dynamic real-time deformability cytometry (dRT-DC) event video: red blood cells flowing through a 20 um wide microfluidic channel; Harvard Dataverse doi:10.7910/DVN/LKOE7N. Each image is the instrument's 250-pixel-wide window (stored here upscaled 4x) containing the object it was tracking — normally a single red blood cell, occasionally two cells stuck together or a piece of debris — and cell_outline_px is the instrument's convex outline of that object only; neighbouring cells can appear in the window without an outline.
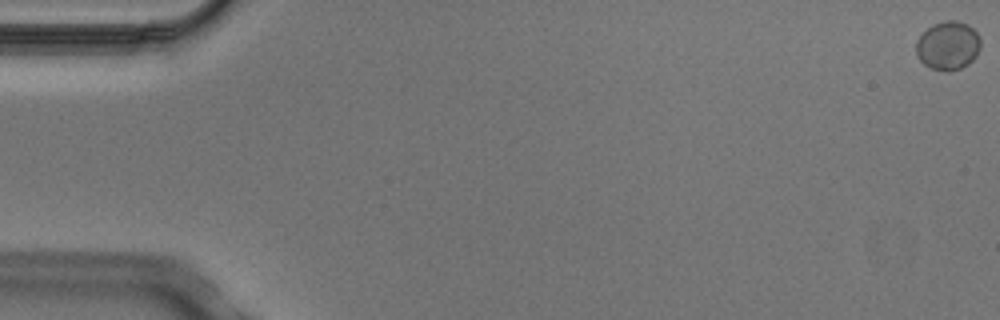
{"species": "Egyptian fruit bat (a non-hibernating species)", "species_latin": "Rousettus aegyptiacus", "temperature_condition": "cold", "stored_images_in_passage": 9, "camera_frame_rate_fps": 3000, "um_per_image_px": 0.085, "animal": {"sex": "male"}, "frame": {"image": 1, "passage_image": 1, "time_ms": 0.0, "image_size_px": [1000, 320], "cell_outline_px": [[980, 48], [976, 56], [968, 64], [960, 68], [948, 72], [932, 68], [924, 64], [916, 56], [916, 40], [932, 24], [944, 20], [956, 20], [968, 24], [976, 32], [980, 40]], "centroid_in_image_um": [80.57, 3.87], "position_along_channel_um": 4.4, "area_um2": 18.32}}
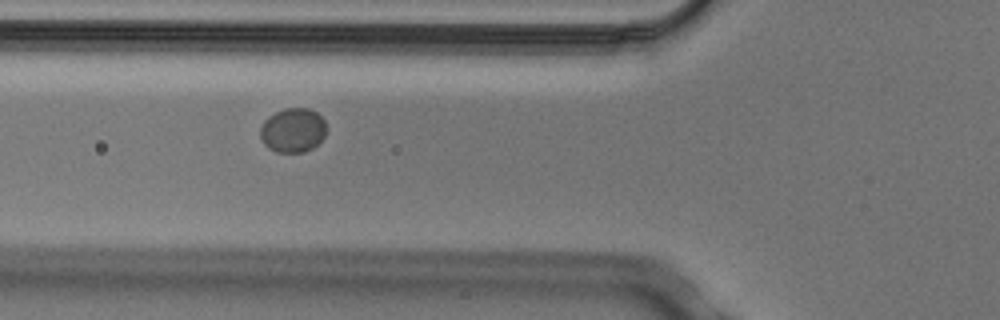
{"frame": {"image": 2, "passage_image": 7, "time_ms": 2.0, "image_size_px": [1000, 320], "cell_outline_px": [[324, 136], [312, 148], [304, 152], [276, 152], [268, 148], [264, 144], [260, 136], [260, 128], [264, 120], [268, 116], [284, 108], [308, 108], [316, 112], [324, 120]], "centroid_in_image_um": [24.85, 11.07], "position_along_channel_um": 100.9, "area_um2": 16.94}}
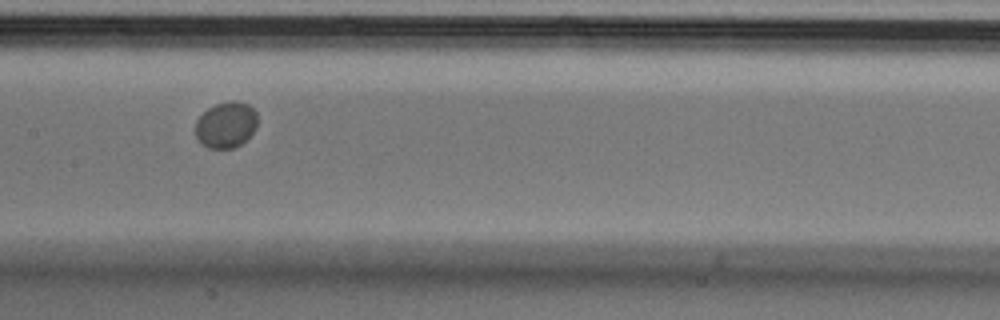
{"frame": {"image": 3, "passage_image": 9, "time_ms": 2.667, "image_size_px": [1000, 320], "cell_outline_px": [[256, 128], [240, 144], [232, 148], [208, 148], [200, 144], [196, 136], [196, 120], [208, 108], [216, 104], [232, 100], [236, 100], [248, 104], [256, 112]], "centroid_in_image_um": [19.19, 10.6], "position_along_channel_um": 188.2, "area_um2": 16.53}}